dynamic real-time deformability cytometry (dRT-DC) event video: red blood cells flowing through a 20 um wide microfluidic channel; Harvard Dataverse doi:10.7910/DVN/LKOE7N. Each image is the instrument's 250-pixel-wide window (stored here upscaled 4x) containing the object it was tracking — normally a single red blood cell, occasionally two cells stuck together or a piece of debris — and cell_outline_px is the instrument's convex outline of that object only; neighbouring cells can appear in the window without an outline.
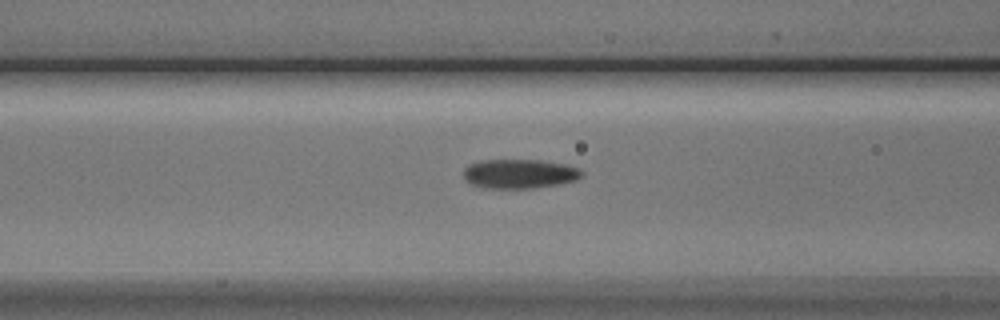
{"species": "Egyptian fruit bat (a non-hibernating species)", "species_latin": "Rousettus aegyptiacus", "temperature_condition": "cold", "stored_images_in_passage": 13, "camera_frame_rate_fps": 3000, "um_per_image_px": 0.085, "animal": {"sex": "male"}, "frame": {"image": 1, "passage_image": 11, "time_ms": 3.333, "image_size_px": [1000, 320], "cell_outline_px": [[584, 176], [576, 180], [560, 184], [536, 188], [484, 188], [472, 184], [464, 180], [464, 168], [468, 164], [480, 160], [540, 160], [568, 164], [580, 168], [584, 172]], "centroid_in_image_um": [44.19, 14.77], "position_along_channel_um": 122.4, "area_um2": 20.58}}